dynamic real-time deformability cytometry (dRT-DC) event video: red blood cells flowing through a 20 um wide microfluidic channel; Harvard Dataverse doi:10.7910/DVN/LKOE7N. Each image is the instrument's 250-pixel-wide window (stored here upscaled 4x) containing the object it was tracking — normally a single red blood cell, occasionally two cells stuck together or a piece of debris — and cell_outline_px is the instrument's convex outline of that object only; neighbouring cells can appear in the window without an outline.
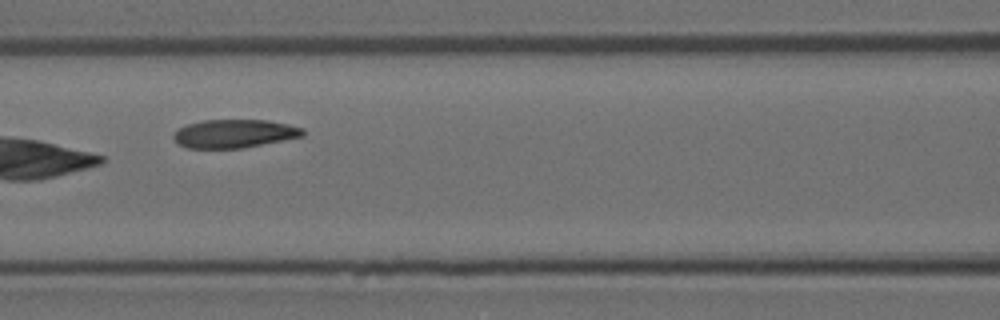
{"species": "Egyptian fruit bat (a non-hibernating species)", "species_latin": "Rousettus aegyptiacus", "temperature_condition": "room temperature", "stored_images_in_passage": 15, "camera_frame_rate_fps": 3000, "um_per_image_px": 0.085, "animal": {"sex": "female"}, "frame": {"image": 1, "passage_image": 7, "time_ms": 2.0, "image_size_px": [1000, 320], "cell_outline_px": [[304, 136], [284, 140], [240, 148], [188, 148], [180, 144], [172, 136], [180, 128], [188, 124], [204, 120], [268, 120], [288, 124], [304, 128]], "centroid_in_image_um": [19.96, 11.35], "position_along_channel_um": 146.6, "area_um2": 21.15}}
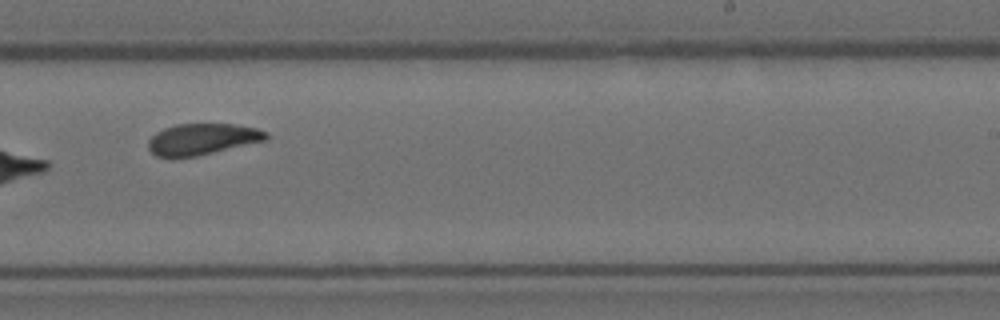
{"frame": {"image": 2, "passage_image": 10, "time_ms": 3.0, "image_size_px": [1000, 320], "cell_outline_px": [[268, 140], [196, 156], [156, 156], [148, 148], [148, 140], [156, 132], [164, 128], [176, 124], [236, 124], [256, 128], [268, 132]], "centroid_in_image_um": [17.23, 11.81], "position_along_channel_um": 271.8, "area_um2": 21.33}}
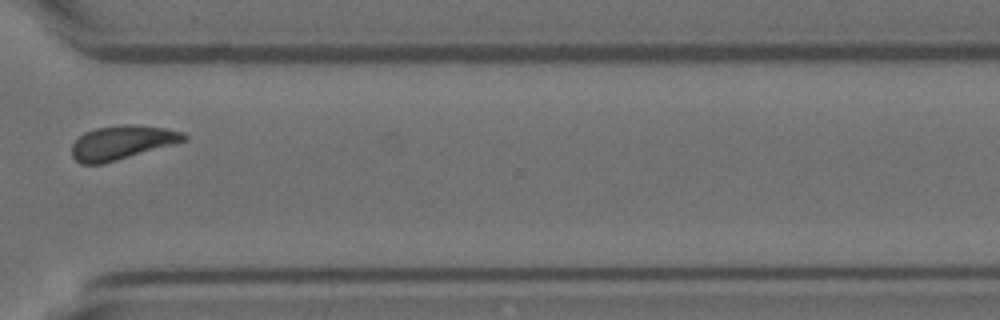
{"frame": {"image": 3, "passage_image": 12, "time_ms": 3.667, "image_size_px": [1000, 320], "cell_outline_px": [[188, 140], [176, 144], [116, 160], [100, 164], [80, 164], [72, 156], [72, 144], [84, 132], [96, 128], [124, 124], [132, 124], [164, 128], [184, 132], [188, 136]], "centroid_in_image_um": [10.4, 12.11], "position_along_channel_um": 360.2, "area_um2": 22.2}}